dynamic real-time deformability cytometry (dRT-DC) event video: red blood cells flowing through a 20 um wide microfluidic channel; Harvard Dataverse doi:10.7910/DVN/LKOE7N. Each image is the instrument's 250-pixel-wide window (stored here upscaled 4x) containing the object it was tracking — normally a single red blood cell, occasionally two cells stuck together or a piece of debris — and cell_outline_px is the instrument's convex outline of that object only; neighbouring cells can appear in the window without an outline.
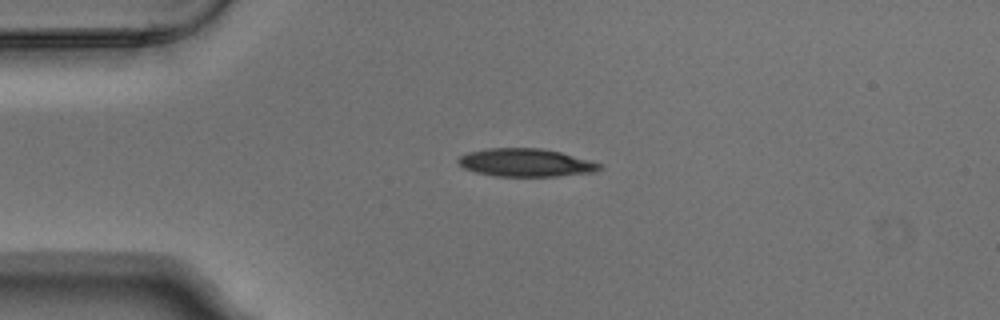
{"species": "Egyptian fruit bat (a non-hibernating species)", "species_latin": "Rousettus aegyptiacus", "temperature_condition": "warm", "stored_images_in_passage": 4, "camera_frame_rate_fps": 3000, "um_per_image_px": 0.085, "animal": {"sex": "male"}, "frame": {"image": 1, "passage_image": 3, "time_ms": 0.667, "image_size_px": [1000, 320], "cell_outline_px": [[604, 168], [596, 172], [556, 176], [496, 176], [476, 172], [464, 168], [456, 160], [460, 156], [468, 152], [488, 148], [540, 148], [560, 152], [604, 164]], "centroid_in_image_um": [44.73, 13.82], "position_along_channel_um": 40.3, "area_um2": 23.12}}